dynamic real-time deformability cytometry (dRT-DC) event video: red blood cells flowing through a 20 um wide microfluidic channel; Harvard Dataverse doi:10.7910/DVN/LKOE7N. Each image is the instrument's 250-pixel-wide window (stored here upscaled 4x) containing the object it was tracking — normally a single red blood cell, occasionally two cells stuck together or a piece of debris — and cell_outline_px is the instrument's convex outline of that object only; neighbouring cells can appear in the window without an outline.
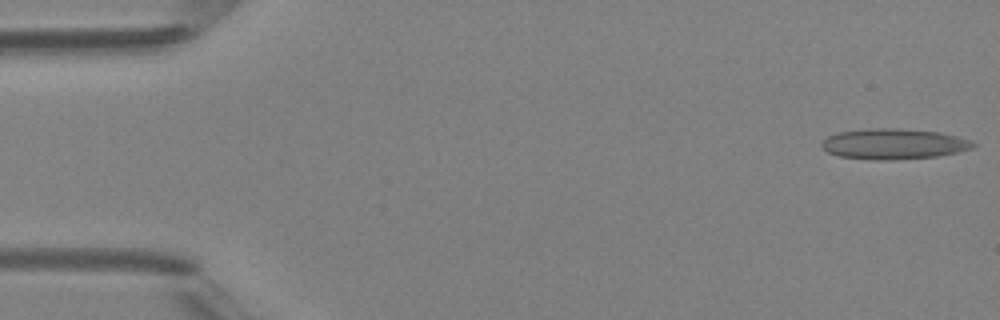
{"species": "Egyptian fruit bat (a non-hibernating species)", "species_latin": "Rousettus aegyptiacus", "temperature_condition": "room temperature", "stored_images_in_passage": 4, "camera_frame_rate_fps": 3000, "um_per_image_px": 0.085, "animal": {"sex": "female"}, "frame": {"image": 1, "passage_image": 1, "time_ms": 0.0, "image_size_px": [1000, 320], "cell_outline_px": [[976, 144], [972, 148], [956, 152], [936, 156], [892, 160], [876, 160], [840, 156], [828, 152], [820, 144], [828, 136], [840, 132], [864, 128], [896, 128], [940, 132], [972, 140]], "centroid_in_image_um": [75.97, 12.22], "position_along_channel_um": 9.0, "area_um2": 26.82}}